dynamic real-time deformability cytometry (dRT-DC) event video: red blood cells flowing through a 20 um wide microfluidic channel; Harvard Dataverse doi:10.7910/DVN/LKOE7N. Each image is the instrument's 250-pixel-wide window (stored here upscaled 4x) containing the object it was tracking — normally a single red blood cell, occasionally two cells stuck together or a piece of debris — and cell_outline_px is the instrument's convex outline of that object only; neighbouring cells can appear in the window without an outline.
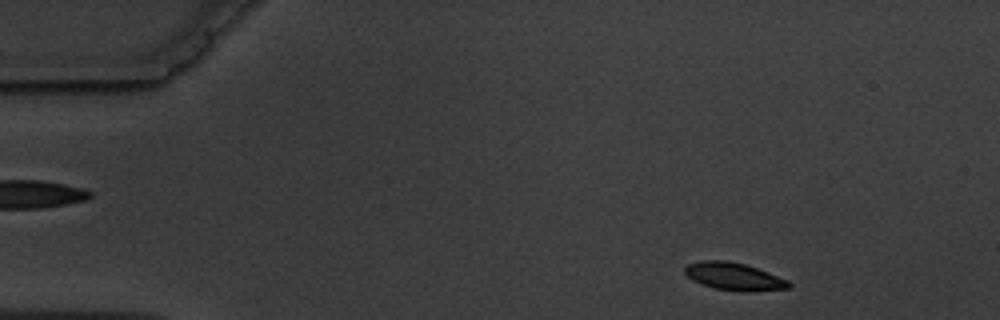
{"species": "common noctule bat (a hibernating species)", "species_latin": "Nyctalus noctula", "temperature_condition": "warm", "stored_images_in_passage": 4, "camera_frame_rate_fps": 3000, "um_per_image_px": 0.085, "animal": {"sex": "male", "body_mass_g": 19.5, "forearm_length_mm": 54.6}, "frame": {"image": 1, "passage_image": 1, "time_ms": 0.0, "image_size_px": [1000, 320], "cell_outline_px": [[792, 284], [788, 288], [748, 292], [740, 292], [716, 288], [692, 280], [684, 272], [684, 268], [688, 264], [704, 260], [728, 260], [744, 264], [768, 272], [788, 280]], "centroid_in_image_um": [62.4, 23.5], "position_along_channel_um": 22.6, "area_um2": 16.59}}